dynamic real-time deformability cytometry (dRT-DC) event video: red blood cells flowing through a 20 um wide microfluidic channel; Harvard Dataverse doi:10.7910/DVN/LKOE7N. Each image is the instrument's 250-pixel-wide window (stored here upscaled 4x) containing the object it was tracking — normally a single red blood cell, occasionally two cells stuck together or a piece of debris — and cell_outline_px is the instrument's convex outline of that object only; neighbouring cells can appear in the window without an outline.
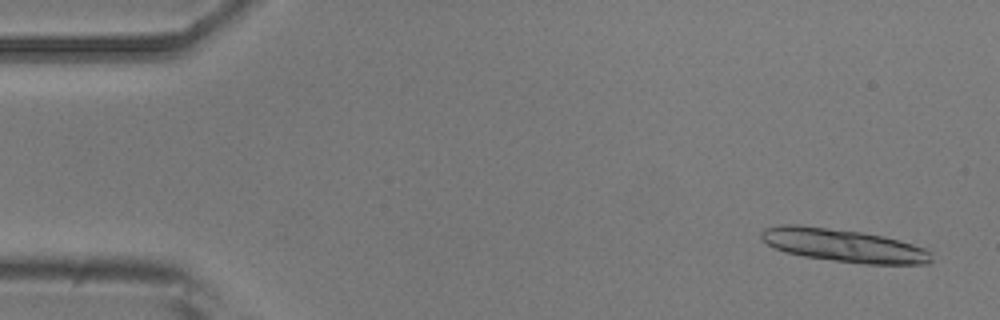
{"species": "common noctule bat (a hibernating species)", "species_latin": "Nyctalus noctula", "temperature_condition": "room temperature", "stored_images_in_passage": 4, "camera_frame_rate_fps": 3000, "um_per_image_px": 0.085, "animal": {"sex": "male", "body_mass_g": 20.5, "forearm_length_mm": 52.5}, "frame": {"image": 1, "passage_image": 1, "time_ms": 0.0, "image_size_px": [1000, 320], "cell_outline_px": [[932, 260], [928, 264], [864, 264], [804, 256], [784, 252], [768, 244], [760, 236], [760, 232], [764, 228], [780, 224], [800, 224], [860, 232], [884, 236], [900, 240], [924, 248], [932, 252]], "centroid_in_image_um": [71.7, 20.85], "position_along_channel_um": 13.3, "area_um2": 32.77}}